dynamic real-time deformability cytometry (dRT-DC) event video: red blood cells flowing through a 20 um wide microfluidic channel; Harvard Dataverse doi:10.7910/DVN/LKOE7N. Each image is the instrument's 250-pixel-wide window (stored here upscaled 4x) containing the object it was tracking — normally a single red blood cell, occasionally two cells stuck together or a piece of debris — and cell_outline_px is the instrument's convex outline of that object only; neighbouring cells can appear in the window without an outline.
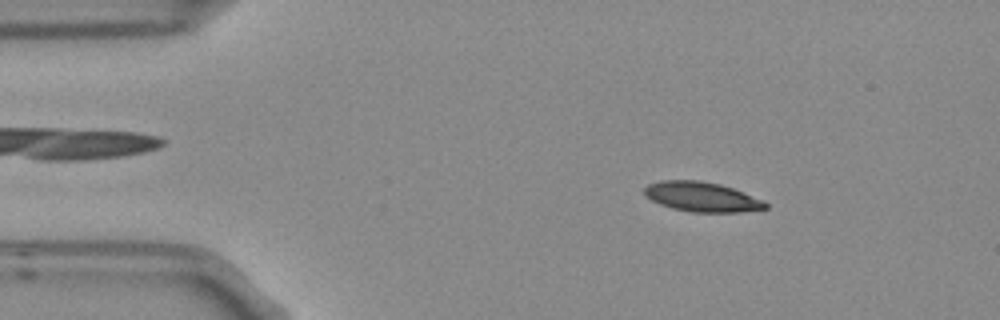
{"species": "Egyptian fruit bat (a non-hibernating species)", "species_latin": "Rousettus aegyptiacus", "temperature_condition": "room temperature", "stored_images_in_passage": 3, "camera_frame_rate_fps": 3000, "um_per_image_px": 0.085, "frame": {"image": 1, "passage_image": 1, "time_ms": 0.0, "image_size_px": [1000, 320], "cell_outline_px": [[768, 208], [740, 212], [692, 212], [672, 208], [660, 204], [644, 196], [644, 188], [648, 184], [660, 180], [700, 180], [720, 184], [744, 192], [764, 200], [768, 204]], "centroid_in_image_um": [59.65, 16.72], "position_along_channel_um": 25.3, "area_um2": 21.1}}
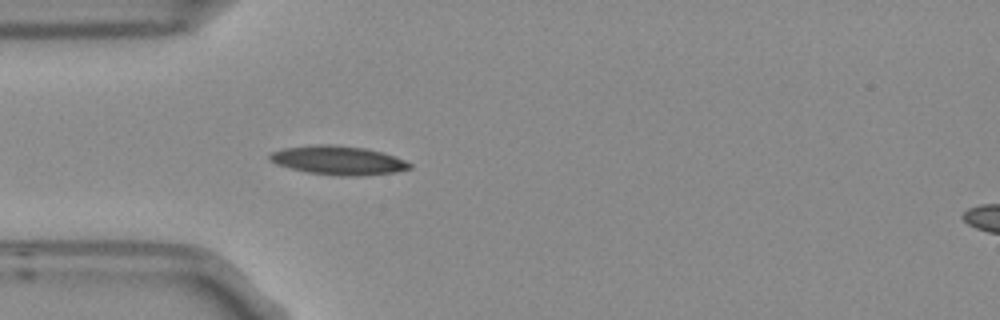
{"frame": {"image": 2, "passage_image": 3, "time_ms": 0.667, "image_size_px": [1000, 320], "cell_outline_px": [[412, 168], [396, 172], [364, 176], [336, 176], [308, 172], [276, 164], [268, 160], [268, 156], [272, 152], [284, 148], [312, 144], [332, 144], [364, 148], [380, 152], [404, 160], [412, 164]], "centroid_in_image_um": [28.73, 13.63], "position_along_channel_um": 56.3, "area_um2": 23.58}}